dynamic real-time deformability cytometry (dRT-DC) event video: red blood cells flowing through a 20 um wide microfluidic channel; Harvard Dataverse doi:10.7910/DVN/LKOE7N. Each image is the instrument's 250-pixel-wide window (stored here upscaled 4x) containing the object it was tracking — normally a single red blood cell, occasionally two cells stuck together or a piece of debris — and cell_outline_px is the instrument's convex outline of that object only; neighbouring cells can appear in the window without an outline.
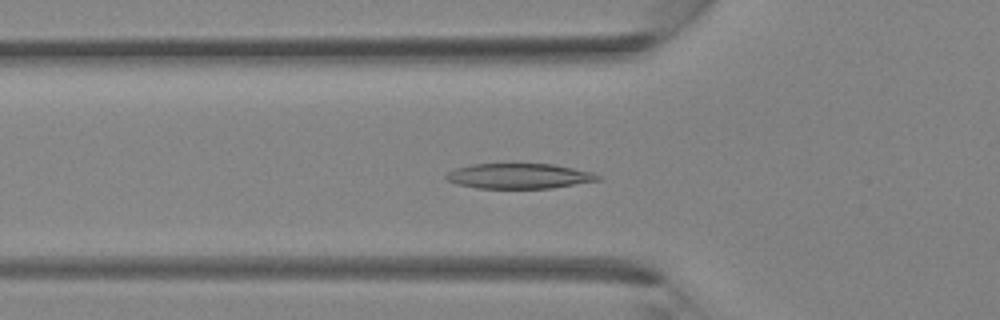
{"species": "Egyptian fruit bat (a non-hibernating species)", "species_latin": "Rousettus aegyptiacus", "temperature_condition": "room temperature", "stored_images_in_passage": 36, "camera_frame_rate_fps": 3000, "um_per_image_px": 0.085, "animal": {"sex": "female"}, "frame": {"image": 1, "passage_image": 12, "time_ms": 3.667, "image_size_px": [1000, 320], "cell_outline_px": [[604, 176], [600, 180], [552, 188], [476, 188], [456, 184], [448, 180], [444, 176], [448, 172], [456, 168], [472, 164], [552, 164], [592, 172]], "centroid_in_image_um": [44.14, 14.96], "position_along_channel_um": 81.7, "area_um2": 22.25}}
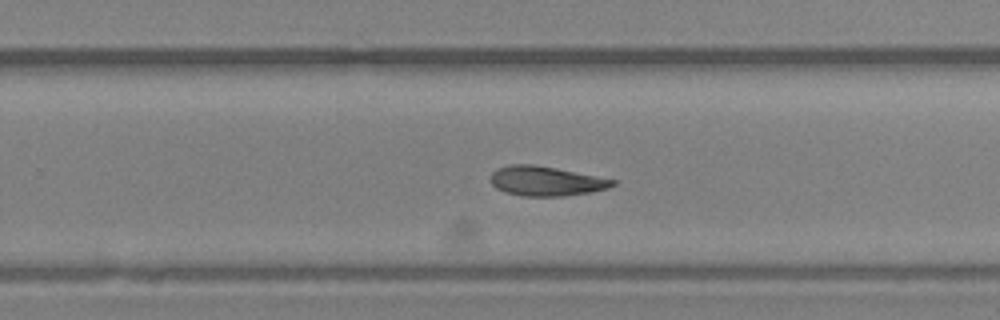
{"frame": {"image": 2, "passage_image": 23, "time_ms": 7.333, "image_size_px": [1000, 320], "cell_outline_px": [[616, 184], [608, 188], [588, 192], [564, 196], [524, 196], [504, 192], [496, 188], [492, 184], [492, 172], [496, 168], [508, 164], [532, 164], [556, 168], [616, 180]], "centroid_in_image_um": [46.38, 15.38], "position_along_channel_um": 283.4, "area_um2": 20.92}}
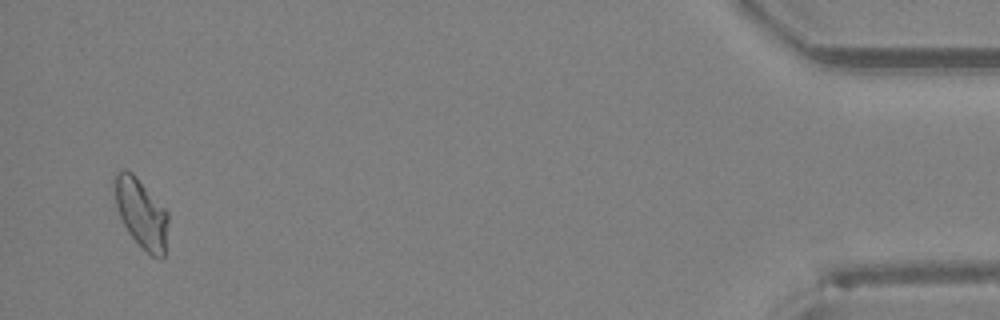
{"frame": {"image": 3, "passage_image": 35, "time_ms": 11.333, "image_size_px": [1000, 320], "cell_outline_px": [[168, 220], [164, 256], [160, 260], [152, 256], [128, 232], [120, 216], [116, 204], [112, 184], [112, 176], [120, 168], [124, 168], [132, 172], [136, 176], [168, 212]], "centroid_in_image_um": [11.97, 18.06], "position_along_channel_um": 423.2, "area_um2": 21.68}}